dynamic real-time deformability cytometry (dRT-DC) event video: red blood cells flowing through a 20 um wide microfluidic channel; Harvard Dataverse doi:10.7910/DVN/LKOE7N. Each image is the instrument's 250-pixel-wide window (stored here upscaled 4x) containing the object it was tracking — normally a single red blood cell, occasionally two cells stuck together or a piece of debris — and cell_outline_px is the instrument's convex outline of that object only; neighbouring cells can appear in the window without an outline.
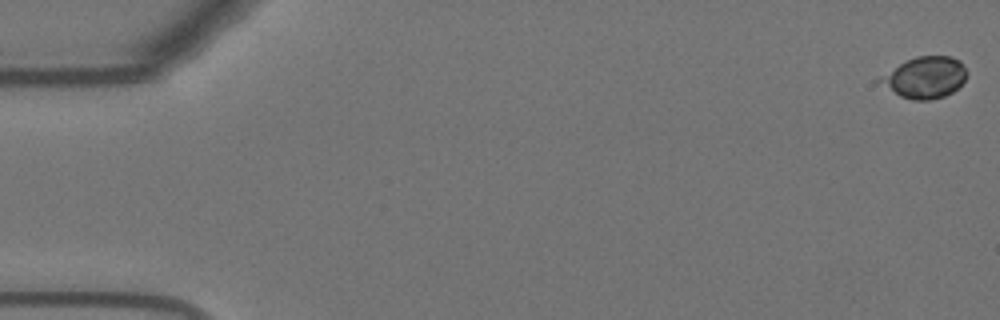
{"species": "Egyptian fruit bat (a non-hibernating species)", "species_latin": "Rousettus aegyptiacus", "temperature_condition": "warm", "stored_images_in_passage": 10, "camera_frame_rate_fps": 3000, "um_per_image_px": 0.085, "animal": {"sex": "female"}, "frame": {"image": 1, "passage_image": 1, "time_ms": 0.0, "image_size_px": [1000, 320], "cell_outline_px": [[964, 80], [952, 92], [944, 96], [932, 100], [912, 100], [900, 96], [872, 80], [900, 64], [916, 56], [952, 56], [960, 60], [964, 68]], "centroid_in_image_um": [78.54, 6.59], "position_along_channel_um": 6.5, "area_um2": 20.87}}